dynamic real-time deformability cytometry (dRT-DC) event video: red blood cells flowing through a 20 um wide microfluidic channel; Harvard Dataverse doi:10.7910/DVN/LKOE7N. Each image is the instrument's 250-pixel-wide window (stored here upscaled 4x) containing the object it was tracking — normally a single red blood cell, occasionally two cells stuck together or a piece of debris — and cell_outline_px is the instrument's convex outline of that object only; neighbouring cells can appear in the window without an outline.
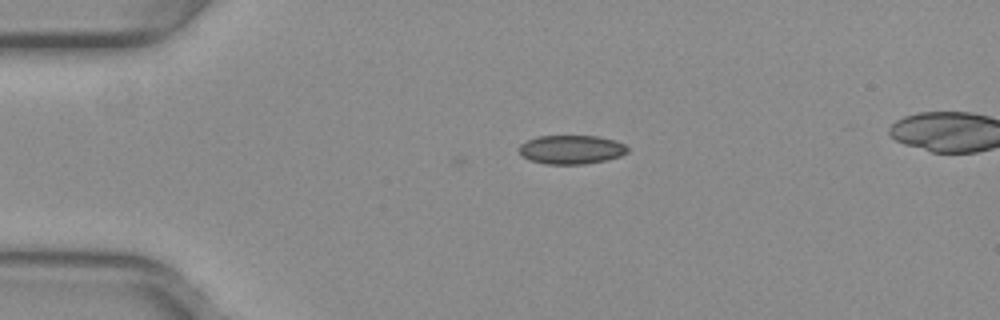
{"species": "common noctule bat (a hibernating species)", "species_latin": "Nyctalus noctula", "temperature_condition": "warm", "stored_images_in_passage": 39, "camera_frame_rate_fps": 3000, "um_per_image_px": 0.085, "animal": {"sex": "female", "body_mass_g": 29.2, "forearm_length_mm": 56.3}, "frame": {"image": 1, "passage_image": 1, "time_ms": 0.0, "image_size_px": [1000, 320], "cell_outline_px": [[628, 152], [620, 156], [608, 160], [584, 164], [544, 164], [528, 160], [516, 148], [520, 144], [536, 136], [596, 136], [616, 140], [624, 144], [628, 148]], "centroid_in_image_um": [48.55, 12.72], "position_along_channel_um": 36.4, "area_um2": 18.44}}
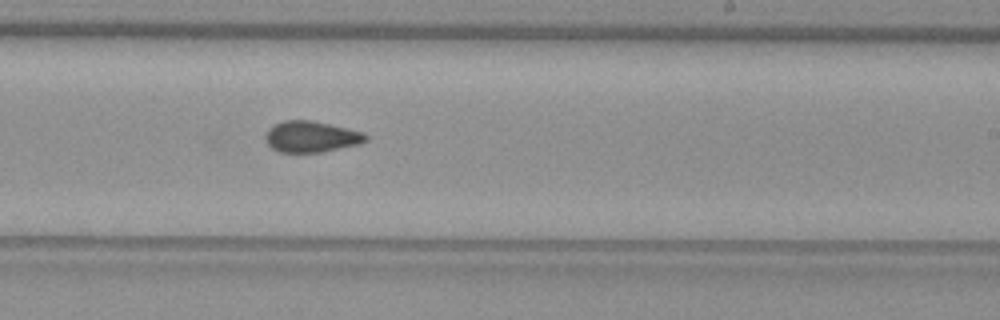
{"frame": {"image": 2, "passage_image": 21, "time_ms": 6.667, "image_size_px": [1000, 320], "cell_outline_px": [[368, 140], [360, 144], [320, 152], [280, 152], [272, 148], [264, 140], [264, 136], [268, 128], [284, 120], [312, 120], [364, 132], [368, 136]], "centroid_in_image_um": [26.45, 11.61], "position_along_channel_um": 262.6, "area_um2": 18.26}}
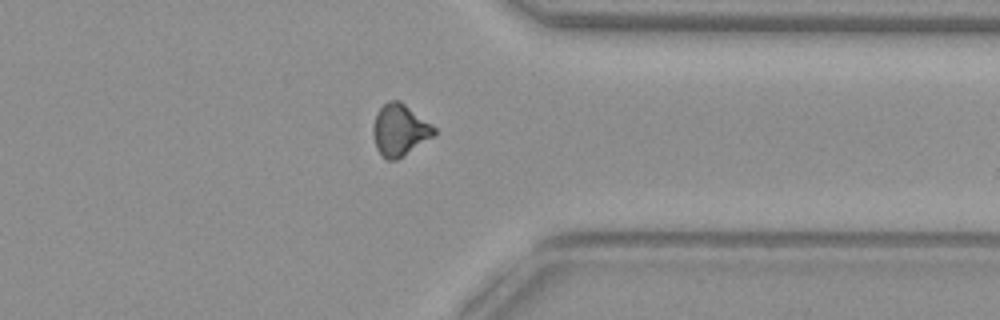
{"frame": {"image": 3, "passage_image": 30, "time_ms": 9.667, "image_size_px": [1000, 320], "cell_outline_px": [[436, 136], [396, 160], [384, 160], [380, 156], [376, 148], [372, 132], [372, 128], [376, 112], [388, 100], [400, 100], [436, 128]], "centroid_in_image_um": [33.96, 11.07], "position_along_channel_um": 377.4, "area_um2": 18.67}, "authors_computed_cell_mechanics": {"area_um2": 18.3804, "velocity_mm_per_s": 3.9893, "shape_relaxation_time_tau1_ms": null, "shape_relaxation_time_tau2_ms": 2.0526, "deformation_change_tau1": null, "deformation_change_tau2": 0.0625}}